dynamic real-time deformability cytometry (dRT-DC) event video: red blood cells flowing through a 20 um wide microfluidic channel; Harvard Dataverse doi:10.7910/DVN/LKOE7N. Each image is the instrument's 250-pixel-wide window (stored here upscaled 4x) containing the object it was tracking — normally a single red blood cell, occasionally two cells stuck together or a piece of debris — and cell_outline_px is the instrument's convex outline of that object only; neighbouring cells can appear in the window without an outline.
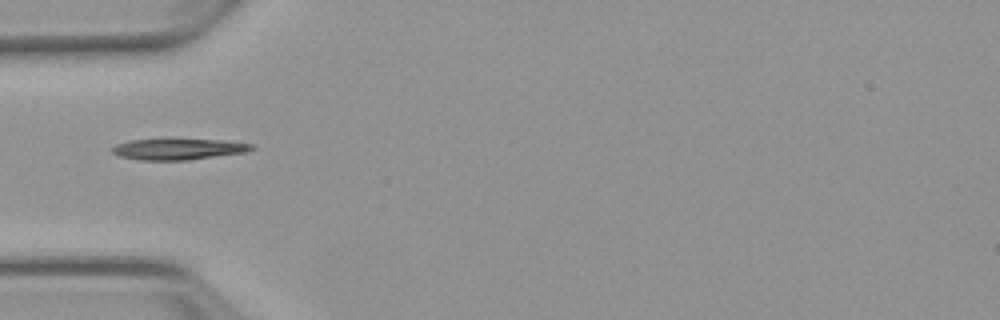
{"species": "Egyptian fruit bat (a non-hibernating species)", "species_latin": "Rousettus aegyptiacus", "temperature_condition": "warm", "stored_images_in_passage": 3, "camera_frame_rate_fps": 3000, "um_per_image_px": 0.085, "animal": {"sex": "female"}, "frame": {"image": 1, "passage_image": 1, "time_ms": 0.0, "image_size_px": [1000, 320], "cell_outline_px": [[256, 148], [248, 152], [188, 160], [140, 160], [116, 156], [112, 152], [112, 148], [116, 144], [128, 140], [220, 140], [256, 144]], "centroid_in_image_um": [15.19, 12.69], "position_along_channel_um": 69.8, "area_um2": 17.11}}
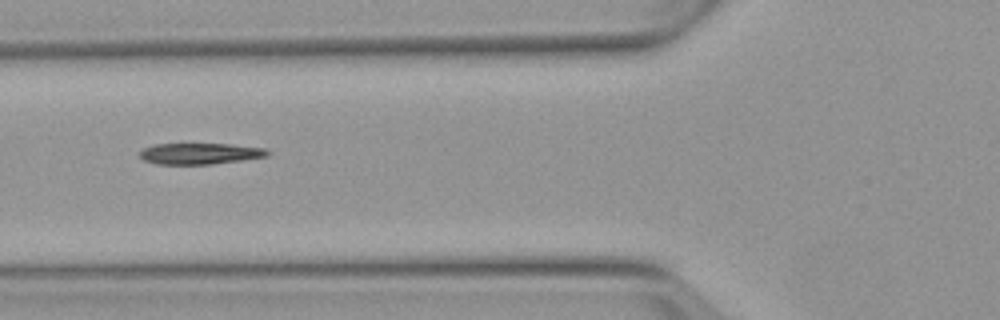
{"frame": {"image": 2, "passage_image": 2, "time_ms": 1.0, "image_size_px": [1000, 320], "cell_outline_px": [[272, 152], [268, 156], [212, 164], [156, 164], [144, 160], [140, 156], [140, 152], [144, 148], [156, 144], [232, 144], [268, 148]], "centroid_in_image_um": [17.06, 13.05], "position_along_channel_um": 108.7, "area_um2": 15.78}}
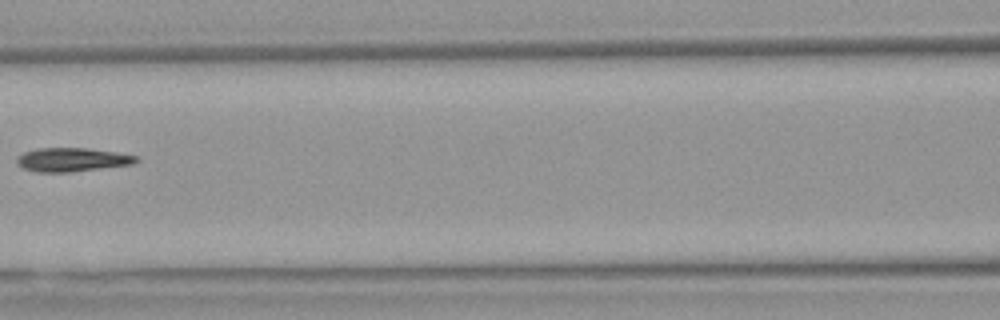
{"frame": {"image": 3, "passage_image": 3, "time_ms": 2.333, "image_size_px": [1000, 320], "cell_outline_px": [[140, 160], [132, 164], [68, 172], [36, 172], [24, 168], [16, 164], [16, 160], [24, 152], [36, 148], [88, 148], [116, 152], [140, 156]], "centroid_in_image_um": [6.14, 13.56], "position_along_channel_um": 160.5, "area_um2": 16.47}}